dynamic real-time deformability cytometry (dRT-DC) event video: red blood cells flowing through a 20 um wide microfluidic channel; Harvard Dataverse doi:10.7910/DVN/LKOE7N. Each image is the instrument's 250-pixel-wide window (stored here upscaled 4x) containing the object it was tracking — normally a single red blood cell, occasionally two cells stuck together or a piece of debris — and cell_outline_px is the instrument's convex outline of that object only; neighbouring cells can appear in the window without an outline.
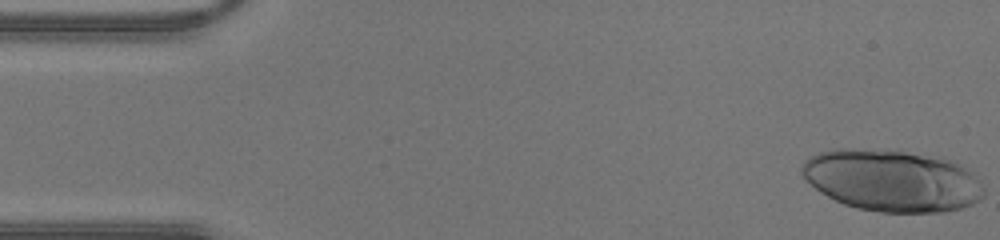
{"species": "human", "species_latin": "Homo sapiens", "temperature_condition": "warm", "stored_images_in_passage": 15, "camera_frame_rate_fps": 3000, "um_per_image_px": 0.085, "donor": {"sex": "male"}, "frame": {"image": 1, "passage_image": 1, "time_ms": 0.0, "image_size_px": [1000, 240], "cell_outline_px": [[984, 196], [980, 200], [972, 204], [960, 208], [944, 212], [880, 212], [860, 208], [844, 204], [820, 192], [804, 180], [800, 176], [800, 168], [804, 160], [808, 156], [820, 152], [836, 148], [852, 148], [904, 152], [944, 156], [956, 160], [972, 172], [980, 180], [984, 188]], "centroid_in_image_um": [75.84, 15.33], "position_along_channel_um": 9.2, "area_um2": 66.35}}
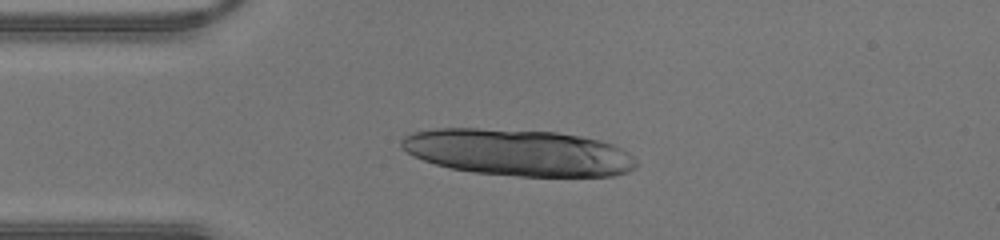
{"frame": {"image": 2, "passage_image": 10, "time_ms": 3.0, "image_size_px": [1000, 240], "cell_outline_px": [[640, 164], [636, 168], [628, 172], [616, 176], [520, 176], [472, 172], [452, 168], [436, 164], [424, 160], [400, 148], [400, 140], [404, 136], [412, 132], [440, 128], [476, 128], [556, 132], [580, 136], [600, 140], [612, 144], [628, 152]], "centroid_in_image_um": [44.08, 12.96], "position_along_channel_um": 40.9, "area_um2": 63.87}}